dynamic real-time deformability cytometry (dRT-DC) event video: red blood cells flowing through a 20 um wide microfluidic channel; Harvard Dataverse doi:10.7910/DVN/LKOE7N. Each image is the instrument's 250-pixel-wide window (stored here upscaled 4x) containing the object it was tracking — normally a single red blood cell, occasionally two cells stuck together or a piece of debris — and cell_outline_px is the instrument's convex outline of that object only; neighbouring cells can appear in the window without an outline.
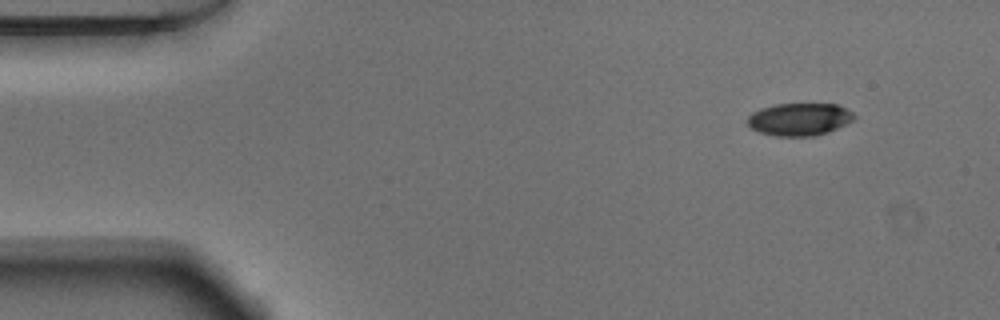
{"species": "Egyptian fruit bat (a non-hibernating species)", "species_latin": "Rousettus aegyptiacus", "temperature_condition": "warm", "stored_images_in_passage": 48, "camera_frame_rate_fps": 3000, "um_per_image_px": 0.085, "animal": {"sex": "male"}, "frame": {"image": 1, "passage_image": 1, "time_ms": 0.0, "image_size_px": [1000, 320], "cell_outline_px": [[856, 116], [852, 120], [828, 132], [816, 136], [776, 136], [760, 132], [752, 128], [748, 124], [748, 116], [752, 112], [760, 108], [776, 104], [836, 104], [852, 112]], "centroid_in_image_um": [67.93, 10.14], "position_along_channel_um": 17.1, "area_um2": 20.06}}
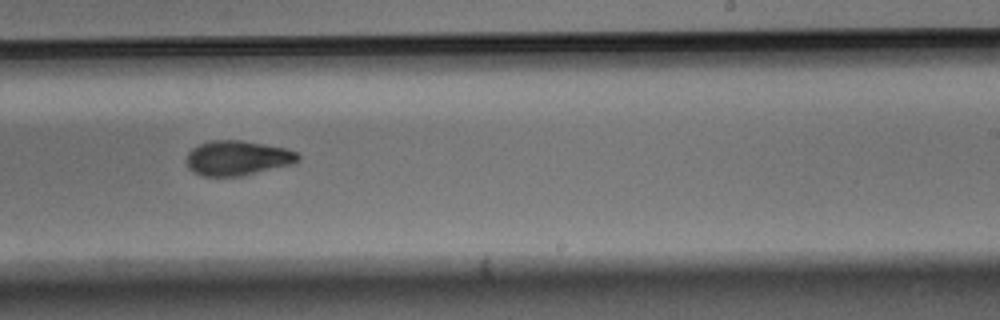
{"frame": {"image": 2, "passage_image": 28, "time_ms": 9.0, "image_size_px": [1000, 320], "cell_outline_px": [[300, 160], [292, 164], [240, 176], [200, 176], [188, 168], [188, 152], [192, 148], [200, 144], [212, 140], [240, 140], [264, 144], [284, 148], [296, 152], [300, 156]], "centroid_in_image_um": [20.18, 13.43], "position_along_channel_um": 268.8, "area_um2": 22.43}}
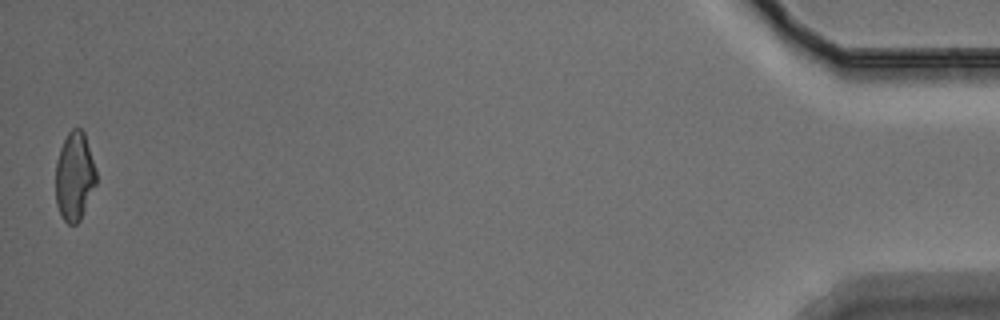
{"frame": {"image": 3, "passage_image": 48, "time_ms": 15.667, "image_size_px": [1000, 320], "cell_outline_px": [[96, 184], [80, 220], [76, 224], [68, 224], [64, 220], [56, 204], [56, 160], [60, 148], [68, 132], [72, 128], [80, 128], [84, 132], [96, 172]], "centroid_in_image_um": [6.32, 14.99], "position_along_channel_um": 428.9, "area_um2": 20.75}, "authors_computed_cell_mechanics": {"area_um2": 22.4264, "velocity_mm_per_s": 3.8282, "shape_relaxation_time_tau1_ms": 4.3409, "shape_relaxation_time_tau2_ms": 4.9265, "deformation_change_tau1": 0.1414, "deformation_change_tau2": 0.1207}}